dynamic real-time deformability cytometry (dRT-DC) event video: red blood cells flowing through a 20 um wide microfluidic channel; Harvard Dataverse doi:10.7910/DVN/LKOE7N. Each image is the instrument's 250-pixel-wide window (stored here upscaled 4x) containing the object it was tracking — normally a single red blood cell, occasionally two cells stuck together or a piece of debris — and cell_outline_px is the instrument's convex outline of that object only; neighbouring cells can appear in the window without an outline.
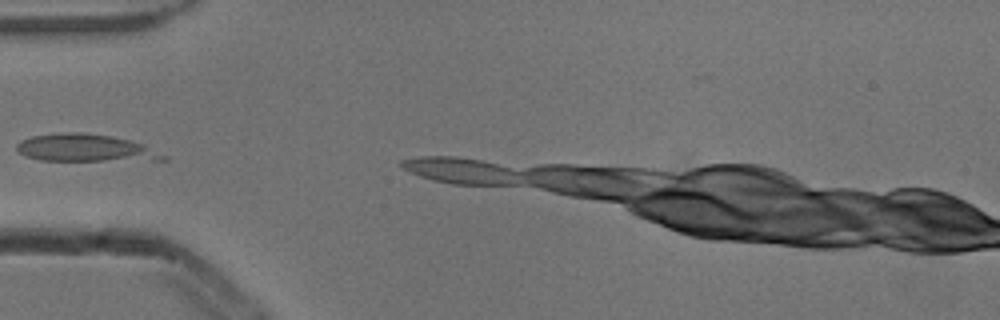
{"species": "common noctule bat (a hibernating species)", "species_latin": "Nyctalus noctula", "temperature_condition": "cold", "stored_images_in_passage": 6, "camera_frame_rate_fps": 3000, "um_per_image_px": 0.085, "animal": {"sex": "male", "body_mass_g": 13.3}, "frame": {"image": 1, "passage_image": 2, "time_ms": 0.333, "image_size_px": [1000, 320], "cell_outline_px": [[168, 160], [40, 160], [24, 156], [16, 148], [16, 144], [20, 140], [32, 136], [64, 132], [80, 132], [112, 136], [144, 144], [168, 156]], "centroid_in_image_um": [7.26, 12.57], "position_along_channel_um": 77.7, "area_um2": 23.35}}
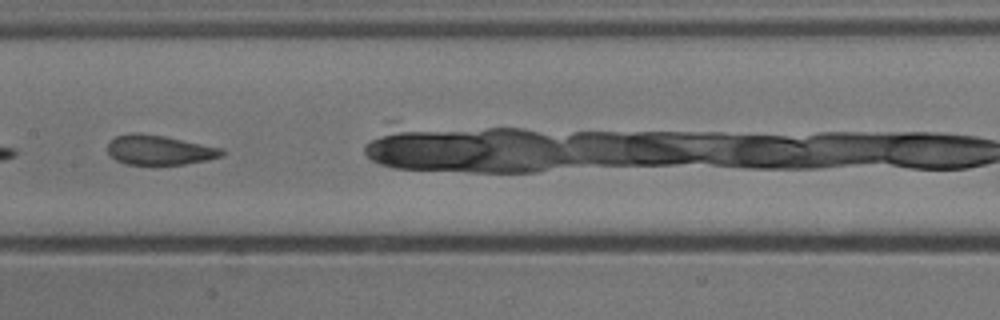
{"frame": {"image": 2, "passage_image": 6, "time_ms": 1.667, "image_size_px": [1000, 320], "cell_outline_px": [[224, 156], [208, 160], [184, 164], [128, 164], [116, 160], [108, 152], [108, 144], [116, 136], [128, 132], [140, 132], [164, 136], [224, 148]], "centroid_in_image_um": [13.58, 12.73], "position_along_channel_um": 193.8, "area_um2": 19.83}}